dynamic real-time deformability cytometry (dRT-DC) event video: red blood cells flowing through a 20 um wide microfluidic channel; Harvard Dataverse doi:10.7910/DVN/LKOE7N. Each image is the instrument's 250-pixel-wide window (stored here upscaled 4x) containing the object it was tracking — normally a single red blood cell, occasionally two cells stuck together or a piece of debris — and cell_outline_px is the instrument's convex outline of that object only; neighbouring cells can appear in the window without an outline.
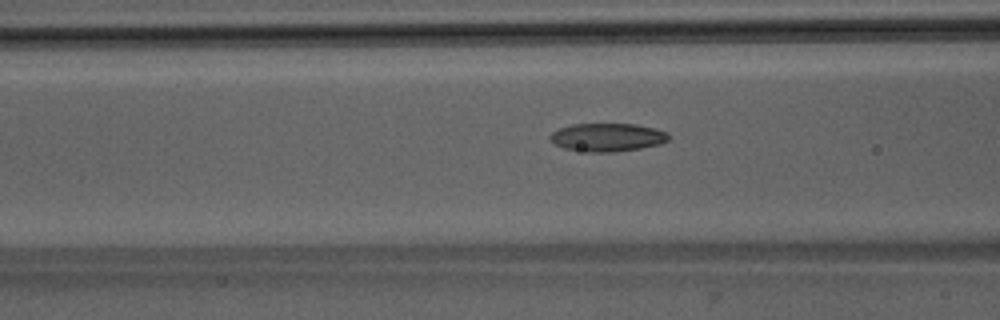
{"species": "Egyptian fruit bat (a non-hibernating species)", "species_latin": "Rousettus aegyptiacus", "temperature_condition": "room temperature", "stored_images_in_passage": 53, "camera_frame_rate_fps": 3000, "um_per_image_px": 0.085, "animal": {"sex": "male"}, "frame": {"image": 1, "passage_image": 21, "time_ms": 6.667, "image_size_px": [1000, 320], "cell_outline_px": [[668, 140], [660, 144], [640, 148], [612, 152], [588, 152], [564, 148], [556, 144], [548, 136], [552, 132], [560, 128], [572, 124], [636, 124], [656, 128], [668, 132]], "centroid_in_image_um": [51.64, 11.66], "position_along_channel_um": 115.0, "area_um2": 19.42}}
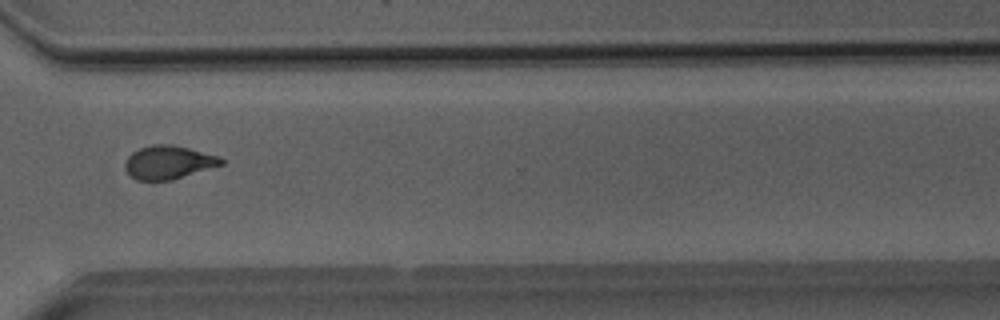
{"frame": {"image": 2, "passage_image": 39, "time_ms": 12.667, "image_size_px": [1000, 320], "cell_outline_px": [[224, 164], [172, 180], [136, 180], [124, 168], [124, 164], [128, 156], [132, 152], [140, 148], [152, 144], [172, 144], [220, 156], [224, 160]], "centroid_in_image_um": [14.32, 13.79], "position_along_channel_um": 356.3, "area_um2": 18.73}}
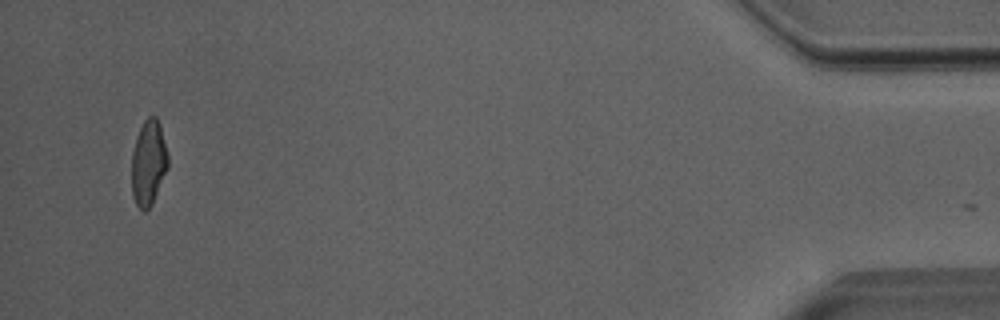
{"frame": {"image": 3, "passage_image": 50, "time_ms": 16.333, "image_size_px": [1000, 320], "cell_outline_px": [[168, 168], [152, 204], [144, 212], [136, 204], [132, 196], [132, 152], [136, 136], [144, 120], [148, 116], [156, 116], [160, 124], [168, 156]], "centroid_in_image_um": [12.62, 13.83], "position_along_channel_um": 422.6, "area_um2": 18.09}, "authors_computed_cell_mechanics": {"area_um2": 19.074, "velocity_mm_per_s": 4.0204, "shape_relaxation_time_tau1_ms": 6.3203, "shape_relaxation_time_tau2_ms": 1.9991, "deformation_change_tau1": 0.1739, "deformation_change_tau2": 0.0833}}